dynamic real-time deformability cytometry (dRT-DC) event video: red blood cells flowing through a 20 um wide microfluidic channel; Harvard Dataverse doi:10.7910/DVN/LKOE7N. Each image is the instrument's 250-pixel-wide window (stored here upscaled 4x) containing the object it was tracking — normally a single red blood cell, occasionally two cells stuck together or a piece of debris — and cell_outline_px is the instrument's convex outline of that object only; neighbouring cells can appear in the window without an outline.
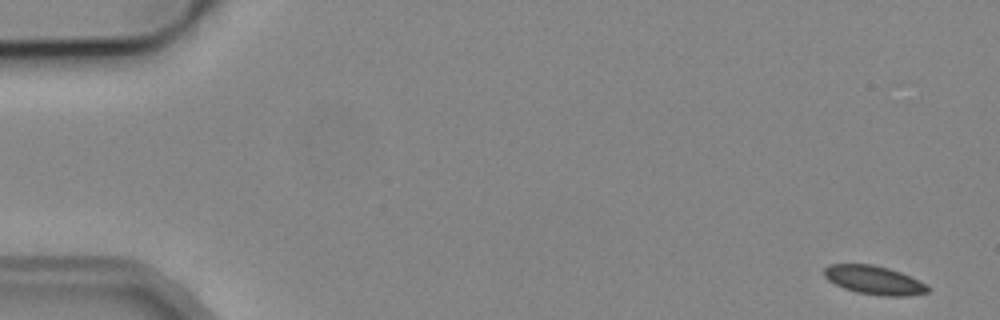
{"species": "common noctule bat (a hibernating species)", "species_latin": "Nyctalus noctula", "temperature_condition": "cold", "stored_images_in_passage": 6, "camera_frame_rate_fps": 3000, "um_per_image_px": 0.085, "animal": {"sex": "male", "body_mass_g": 19.2, "forearm_length_mm": 51.8}, "frame": {"image": 1, "passage_image": 1, "time_ms": 0.0, "image_size_px": [1000, 320], "cell_outline_px": [[928, 292], [908, 296], [880, 296], [856, 292], [844, 288], [828, 280], [824, 276], [824, 268], [828, 264], [872, 264], [888, 268], [900, 272], [924, 284], [928, 288]], "centroid_in_image_um": [74.24, 23.81], "position_along_channel_um": 10.8, "area_um2": 17.11}}
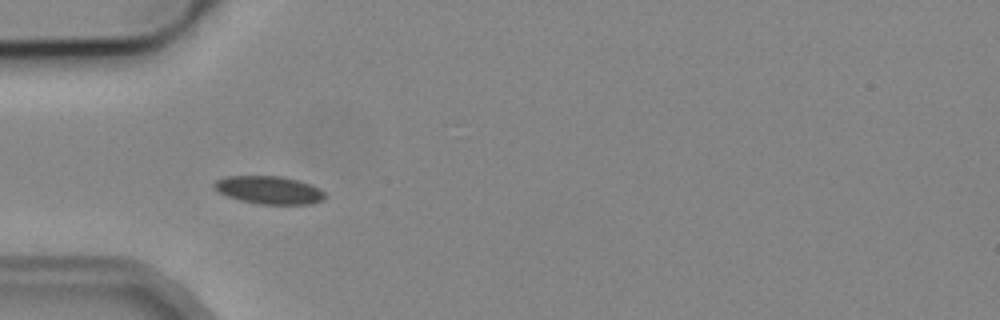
{"frame": {"image": 2, "passage_image": 5, "time_ms": 5.0, "image_size_px": [1000, 320], "cell_outline_px": [[328, 196], [324, 200], [312, 204], [260, 204], [240, 200], [228, 196], [220, 192], [212, 184], [216, 180], [224, 176], [280, 176], [312, 184], [320, 188]], "centroid_in_image_um": [22.92, 16.15], "position_along_channel_um": 62.1, "area_um2": 18.09}}